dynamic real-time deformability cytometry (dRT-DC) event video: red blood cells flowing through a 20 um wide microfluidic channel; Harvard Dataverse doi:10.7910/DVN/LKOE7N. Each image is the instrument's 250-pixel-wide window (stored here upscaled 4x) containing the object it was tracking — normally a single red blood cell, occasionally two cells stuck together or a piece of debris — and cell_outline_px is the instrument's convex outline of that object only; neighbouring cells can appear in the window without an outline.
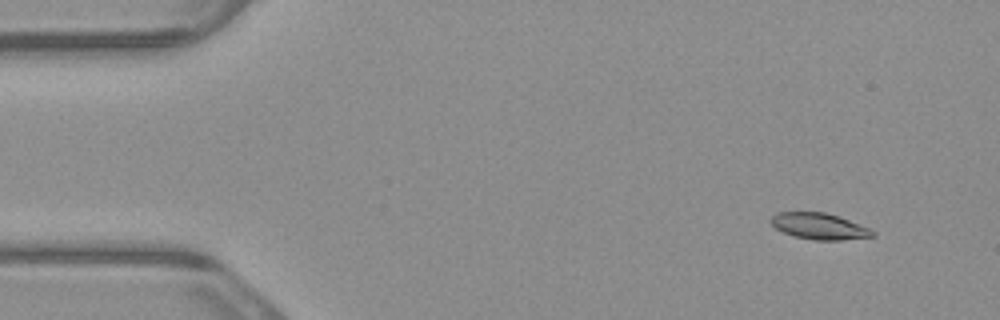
{"species": "common noctule bat (a hibernating species)", "species_latin": "Nyctalus noctula", "temperature_condition": "warm", "stored_images_in_passage": 4, "camera_frame_rate_fps": 3000, "um_per_image_px": 0.085, "animal": {"sex": "male", "body_mass_g": 23.1, "forearm_length_mm": 52.7}, "frame": {"image": 1, "passage_image": 1, "time_ms": 0.0, "image_size_px": [1000, 320], "cell_outline_px": [[876, 236], [840, 240], [816, 240], [792, 236], [776, 228], [768, 220], [772, 216], [780, 212], [824, 212], [848, 220], [868, 228], [876, 232]], "centroid_in_image_um": [69.62, 19.24], "position_along_channel_um": 15.4, "area_um2": 15.37}}
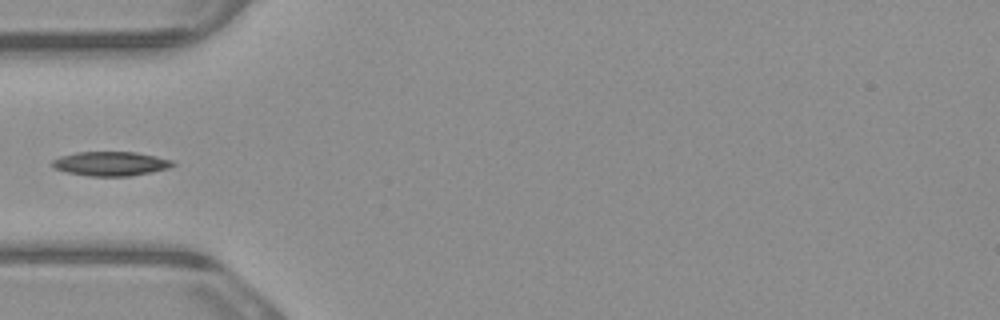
{"frame": {"image": 2, "passage_image": 4, "time_ms": 1.0, "image_size_px": [1000, 320], "cell_outline_px": [[176, 164], [168, 168], [152, 172], [132, 176], [88, 176], [68, 172], [52, 168], [52, 160], [60, 156], [76, 152], [136, 152], [156, 156], [172, 160]], "centroid_in_image_um": [9.41, 13.91], "position_along_channel_um": 75.6, "area_um2": 17.11}}